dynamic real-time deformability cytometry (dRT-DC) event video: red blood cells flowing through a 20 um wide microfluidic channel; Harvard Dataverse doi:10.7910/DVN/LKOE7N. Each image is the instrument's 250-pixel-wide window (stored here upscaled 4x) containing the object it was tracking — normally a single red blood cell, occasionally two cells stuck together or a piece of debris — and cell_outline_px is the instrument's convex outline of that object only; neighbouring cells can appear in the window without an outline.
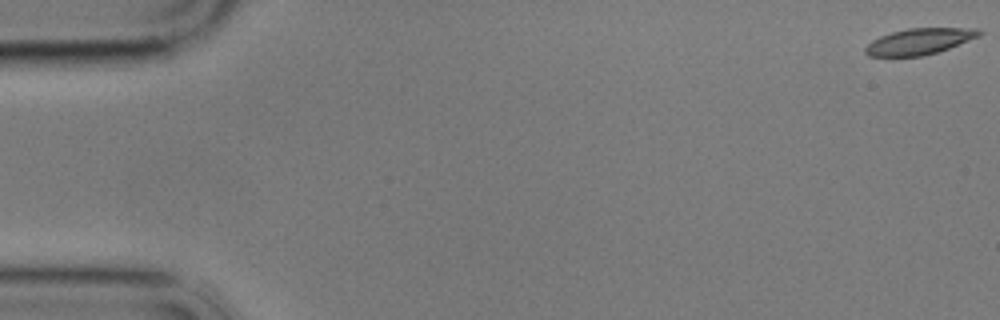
{"species": "common noctule bat (a hibernating species)", "species_latin": "Nyctalus noctula", "temperature_condition": "cold", "stored_images_in_passage": 58, "camera_frame_rate_fps": 3000, "um_per_image_px": 0.085, "animal": {"sex": "male", "body_mass_g": 17.9}, "frame": {"image": 1, "passage_image": 1, "time_ms": 0.0, "image_size_px": [1000, 320], "cell_outline_px": [[984, 32], [980, 36], [948, 48], [924, 56], [868, 56], [864, 52], [864, 48], [872, 40], [880, 36], [892, 32], [908, 28], [976, 28]], "centroid_in_image_um": [78.14, 3.52], "position_along_channel_um": 6.9, "area_um2": 17.28}}
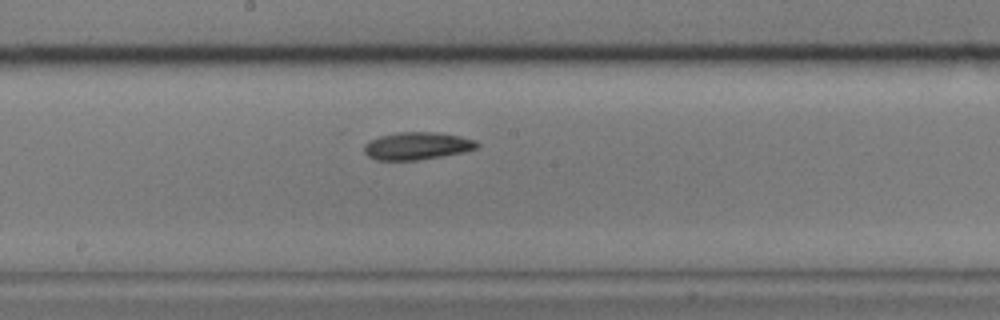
{"frame": {"image": 2, "passage_image": 31, "time_ms": 10.0, "image_size_px": [1000, 320], "cell_outline_px": [[480, 144], [476, 148], [464, 152], [416, 160], [376, 160], [368, 156], [364, 152], [364, 144], [368, 140], [380, 136], [400, 132], [436, 132], [460, 136], [476, 140]], "centroid_in_image_um": [35.44, 12.39], "position_along_channel_um": 212.8, "area_um2": 18.09}}
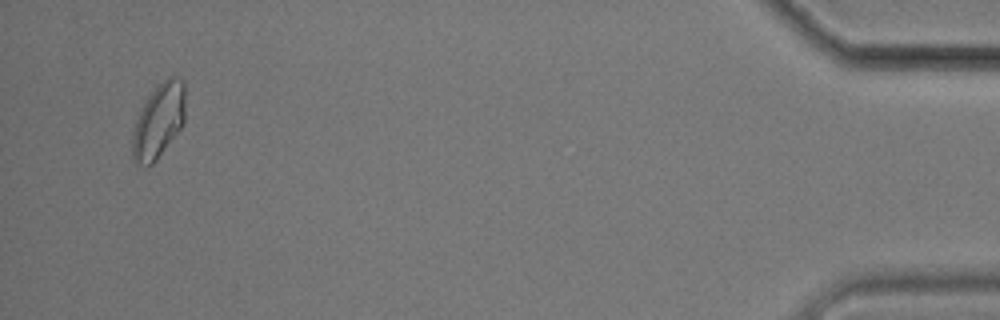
{"frame": {"image": 3, "passage_image": 56, "time_ms": 18.333, "image_size_px": [1000, 320], "cell_outline_px": [[184, 124], [156, 160], [148, 168], [136, 164], [132, 156], [132, 132], [136, 120], [148, 96], [156, 84], [172, 72], [184, 80]], "centroid_in_image_um": [13.49, 10.23], "position_along_channel_um": 421.7, "area_um2": 23.41}}